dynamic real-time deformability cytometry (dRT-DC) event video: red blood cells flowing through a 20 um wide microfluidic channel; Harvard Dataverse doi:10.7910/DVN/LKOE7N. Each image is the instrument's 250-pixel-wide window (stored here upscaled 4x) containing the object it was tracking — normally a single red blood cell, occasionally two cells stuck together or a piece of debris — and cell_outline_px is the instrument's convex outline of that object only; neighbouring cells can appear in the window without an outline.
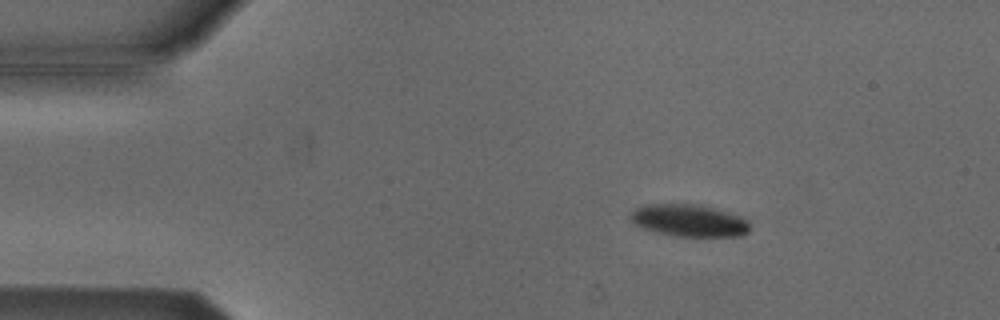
{"species": "Egyptian fruit bat (a non-hibernating species)", "species_latin": "Rousettus aegyptiacus", "temperature_condition": "cold", "stored_images_in_passage": 53, "camera_frame_rate_fps": 3000, "um_per_image_px": 0.085, "animal": {"sex": "male"}, "frame": {"image": 1, "passage_image": 8, "time_ms": 2.333, "image_size_px": [1000, 320], "cell_outline_px": [[748, 232], [740, 236], [676, 236], [656, 232], [644, 228], [628, 220], [628, 216], [636, 208], [644, 204], [696, 204], [712, 208], [740, 216], [748, 220]], "centroid_in_image_um": [58.52, 18.74], "position_along_channel_um": 26.5, "area_um2": 22.2}}
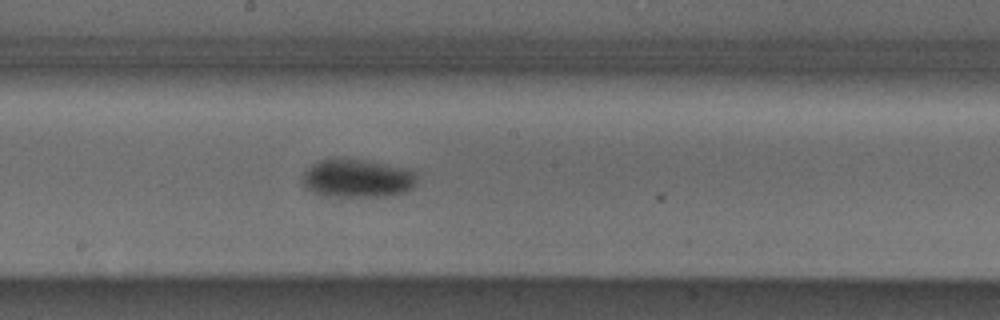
{"frame": {"image": 2, "passage_image": 28, "time_ms": 9.0, "image_size_px": [1000, 320], "cell_outline_px": [[416, 184], [412, 188], [404, 192], [384, 196], [332, 196], [312, 192], [300, 180], [304, 172], [312, 164], [320, 160], [340, 156], [364, 160], [404, 168], [412, 172], [416, 176]], "centroid_in_image_um": [30.32, 15.13], "position_along_channel_um": 217.9, "area_um2": 25.55}}
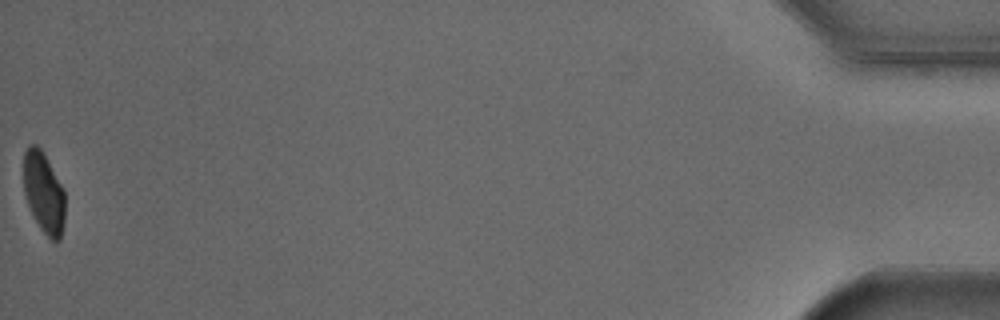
{"frame": {"image": 3, "passage_image": 53, "time_ms": 17.333, "image_size_px": [1000, 320], "cell_outline_px": [[64, 224], [60, 240], [52, 240], [40, 228], [28, 204], [24, 192], [24, 152], [28, 144], [36, 144], [40, 148], [64, 188]], "centroid_in_image_um": [3.72, 16.36], "position_along_channel_um": 431.5, "area_um2": 19.36}, "authors_computed_cell_mechanics": {"area_um2": 22.9466, "velocity_mm_per_s": 3.8262, "shape_relaxation_time_tau1_ms": 2.8689, "shape_relaxation_time_tau2_ms": null, "deformation_change_tau1": 0.0889, "deformation_change_tau2": null}}